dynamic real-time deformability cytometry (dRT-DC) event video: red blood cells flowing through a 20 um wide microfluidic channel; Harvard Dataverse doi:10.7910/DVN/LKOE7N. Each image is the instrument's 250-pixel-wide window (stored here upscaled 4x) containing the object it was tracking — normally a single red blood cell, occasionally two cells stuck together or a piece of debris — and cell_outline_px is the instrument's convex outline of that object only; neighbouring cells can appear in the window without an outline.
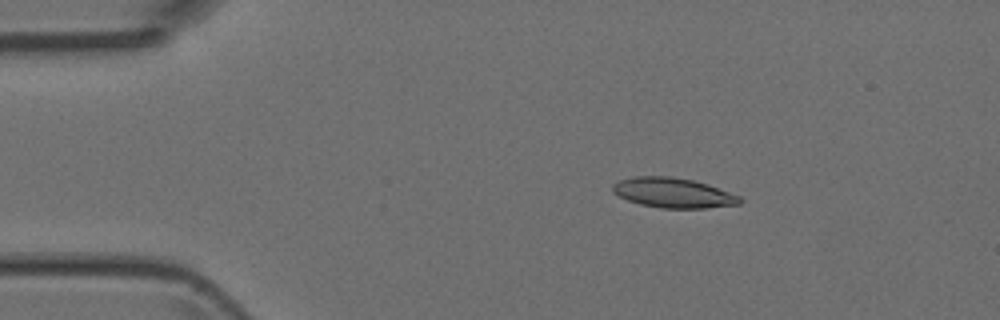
{"species": "Egyptian fruit bat (a non-hibernating species)", "species_latin": "Rousettus aegyptiacus", "temperature_condition": "room temperature", "stored_images_in_passage": 6, "camera_frame_rate_fps": 3000, "um_per_image_px": 0.085, "animal": {"sex": "female"}, "frame": {"image": 1, "passage_image": 2, "time_ms": 1.0, "image_size_px": [1000, 320], "cell_outline_px": [[744, 200], [740, 204], [704, 208], [660, 208], [640, 204], [628, 200], [612, 192], [612, 184], [620, 180], [632, 176], [668, 176], [692, 180], [708, 184], [740, 196]], "centroid_in_image_um": [57.22, 16.39], "position_along_channel_um": 27.8, "area_um2": 22.2}}
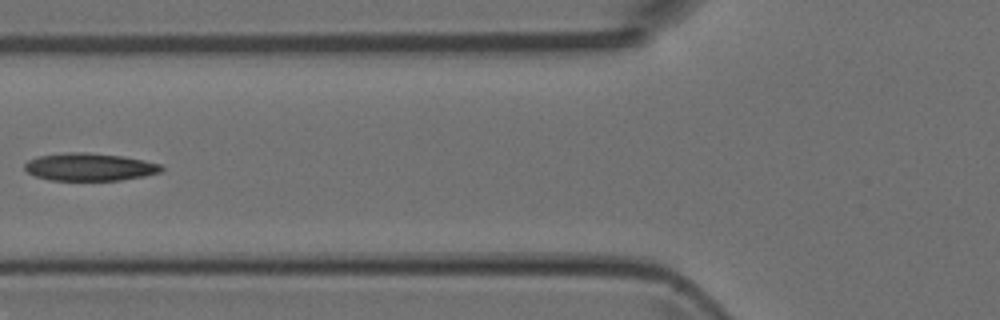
{"frame": {"image": 2, "passage_image": 5, "time_ms": 4.667, "image_size_px": [1000, 320], "cell_outline_px": [[164, 168], [160, 172], [144, 176], [120, 180], [48, 180], [36, 176], [28, 172], [24, 168], [24, 164], [28, 160], [40, 156], [68, 152], [84, 152], [124, 156], [144, 160], [160, 164]], "centroid_in_image_um": [7.62, 14.19], "position_along_channel_um": 118.2, "area_um2": 21.96}}
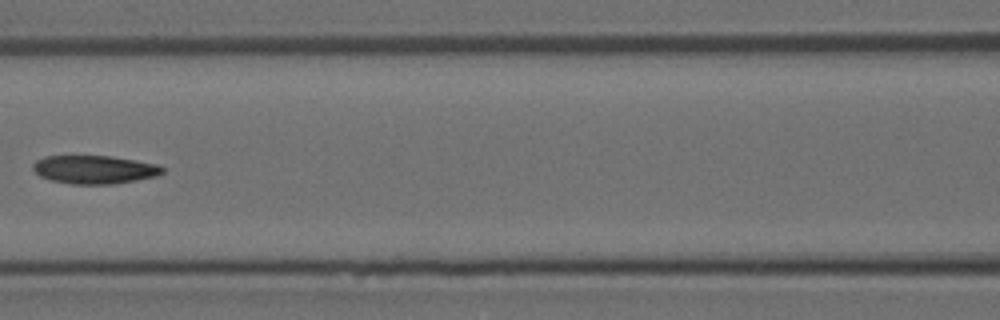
{"frame": {"image": 3, "passage_image": 6, "time_ms": 5.667, "image_size_px": [1000, 320], "cell_outline_px": [[164, 172], [156, 176], [116, 184], [72, 184], [52, 180], [40, 176], [32, 168], [32, 164], [36, 160], [44, 156], [112, 156], [136, 160], [156, 164], [164, 168]], "centroid_in_image_um": [8.03, 14.41], "position_along_channel_um": 158.6, "area_um2": 21.39}}